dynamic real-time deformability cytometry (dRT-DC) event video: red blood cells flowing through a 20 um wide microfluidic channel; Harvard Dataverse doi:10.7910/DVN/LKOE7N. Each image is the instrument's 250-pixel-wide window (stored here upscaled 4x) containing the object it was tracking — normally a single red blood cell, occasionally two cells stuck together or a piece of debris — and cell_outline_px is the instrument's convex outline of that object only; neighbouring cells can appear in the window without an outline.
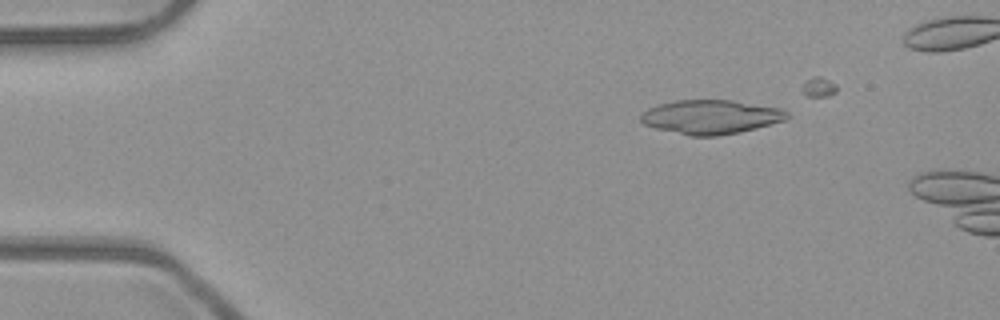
{"species": "common noctule bat (a hibernating species)", "species_latin": "Nyctalus noctula", "temperature_condition": "room temperature", "stored_images_in_passage": 7, "camera_frame_rate_fps": 3000, "um_per_image_px": 0.085, "animal": {"sex": "male", "body_mass_g": 23.1, "forearm_length_mm": 52.7}, "frame": {"image": 1, "passage_image": 3, "time_ms": 0.667, "image_size_px": [1000, 320], "cell_outline_px": [[788, 116], [784, 120], [756, 128], [740, 132], [716, 136], [688, 136], [656, 128], [644, 124], [640, 120], [640, 116], [648, 108], [660, 104], [676, 100], [732, 100], [780, 108], [788, 112]], "centroid_in_image_um": [60.4, 9.94], "position_along_channel_um": 24.6, "area_um2": 28.9}}